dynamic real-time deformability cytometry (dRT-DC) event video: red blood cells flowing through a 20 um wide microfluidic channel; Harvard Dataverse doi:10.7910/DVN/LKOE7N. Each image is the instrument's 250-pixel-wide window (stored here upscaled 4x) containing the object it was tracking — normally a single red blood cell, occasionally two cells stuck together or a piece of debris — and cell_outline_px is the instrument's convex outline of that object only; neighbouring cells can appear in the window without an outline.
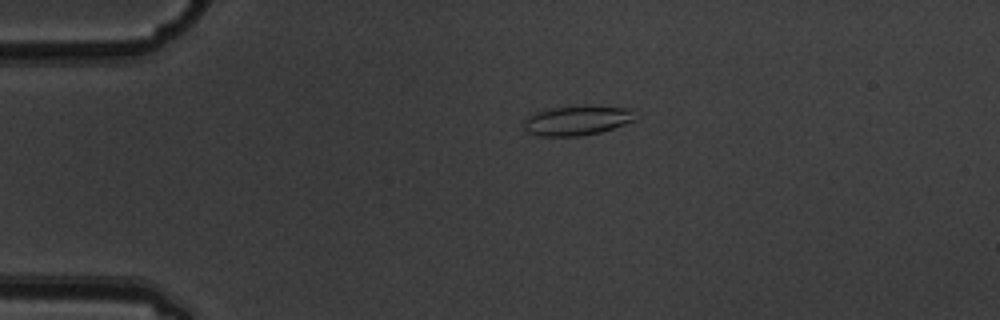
{"species": "common noctule bat (a hibernating species)", "species_latin": "Nyctalus noctula", "temperature_condition": "warm", "stored_images_in_passage": 2, "camera_frame_rate_fps": 3000, "um_per_image_px": 0.085, "animal": {"sex": "male", "body_mass_g": 19.5, "forearm_length_mm": 54.6}, "frame": {"image": 1, "passage_image": 1, "time_ms": 0.0, "image_size_px": [1000, 320], "cell_outline_px": [[636, 120], [600, 132], [580, 136], [536, 136], [528, 132], [524, 128], [524, 120], [532, 112], [548, 108], [588, 104], [632, 108]], "centroid_in_image_um": [49.04, 10.21], "position_along_channel_um": 36.0, "area_um2": 19.83}}